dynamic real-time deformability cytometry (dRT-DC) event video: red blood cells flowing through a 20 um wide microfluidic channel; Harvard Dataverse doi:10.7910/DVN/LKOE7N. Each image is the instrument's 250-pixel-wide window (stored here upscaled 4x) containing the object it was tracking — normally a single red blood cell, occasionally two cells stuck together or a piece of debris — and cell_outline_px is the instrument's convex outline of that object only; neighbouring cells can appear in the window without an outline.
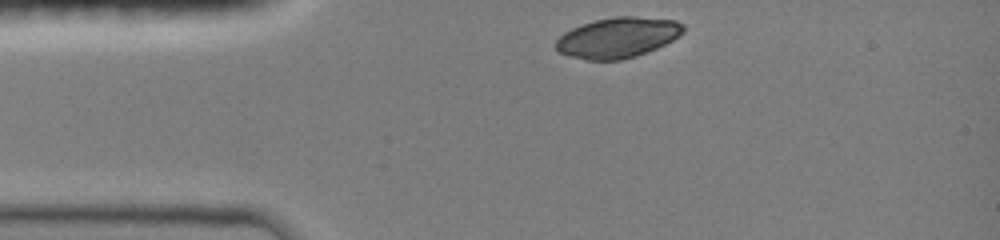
{"species": "common noctule bat (a hibernating species)", "species_latin": "Nyctalus noctula", "temperature_condition": "room temperature", "stored_images_in_passage": 2, "camera_frame_rate_fps": 3000, "um_per_image_px": 0.085, "animal": {"sex": "female", "body_mass_g": 19.0, "forearm_length_mm": 51.5}, "frame": {"image": 1, "passage_image": 1, "time_ms": 0.0, "image_size_px": [1000, 240], "cell_outline_px": [[684, 32], [680, 36], [656, 48], [636, 56], [620, 60], [588, 60], [568, 56], [560, 52], [556, 48], [556, 40], [564, 32], [580, 24], [596, 20], [616, 16], [636, 16], [676, 20], [684, 24]], "centroid_in_image_um": [52.52, 3.19], "position_along_channel_um": 32.5, "area_um2": 30.06}}